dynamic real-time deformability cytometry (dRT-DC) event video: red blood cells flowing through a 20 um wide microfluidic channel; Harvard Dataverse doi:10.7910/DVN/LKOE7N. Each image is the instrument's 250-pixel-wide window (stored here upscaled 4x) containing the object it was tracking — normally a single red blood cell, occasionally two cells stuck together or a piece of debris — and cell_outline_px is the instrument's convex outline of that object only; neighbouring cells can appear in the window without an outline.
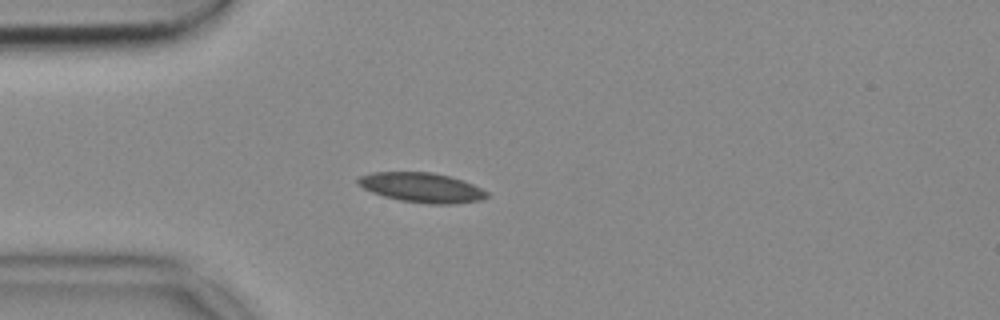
{"species": "common noctule bat (a hibernating species)", "species_latin": "Nyctalus noctula", "temperature_condition": "cold", "stored_images_in_passage": 40, "camera_frame_rate_fps": 3000, "um_per_image_px": 0.085, "animal": {"sex": "female", "body_mass_g": 18.4}, "frame": {"image": 1, "passage_image": 1, "time_ms": 0.0, "image_size_px": [1000, 320], "cell_outline_px": [[488, 196], [480, 200], [452, 204], [432, 204], [400, 200], [384, 196], [372, 192], [356, 184], [356, 180], [360, 176], [372, 172], [432, 172], [464, 180], [488, 192]], "centroid_in_image_um": [35.83, 15.93], "position_along_channel_um": 49.2, "area_um2": 22.2}}
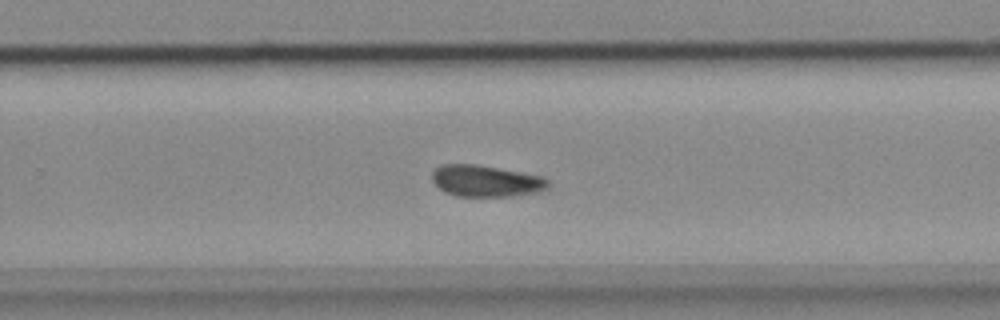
{"frame": {"image": 2, "passage_image": 21, "time_ms": 6.667, "image_size_px": [1000, 320], "cell_outline_px": [[548, 188], [536, 192], [508, 196], [456, 196], [440, 188], [432, 180], [432, 172], [436, 168], [444, 164], [476, 164], [540, 176], [548, 180]], "centroid_in_image_um": [41.28, 15.38], "position_along_channel_um": 288.5, "area_um2": 20.87}}
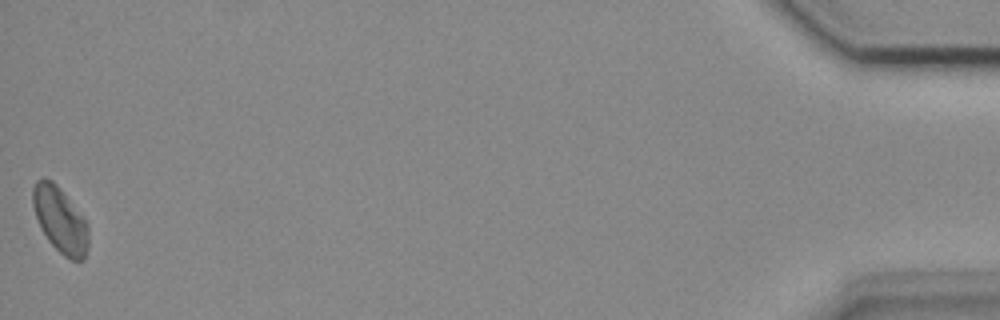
{"frame": {"image": 3, "passage_image": 40, "time_ms": 13.0, "image_size_px": [1000, 320], "cell_outline_px": [[88, 248], [84, 260], [72, 260], [64, 256], [48, 240], [40, 228], [32, 204], [32, 188], [36, 180], [44, 176], [52, 180], [60, 188], [84, 216], [88, 224]], "centroid_in_image_um": [5.11, 18.66], "position_along_channel_um": 430.1, "area_um2": 21.56}}